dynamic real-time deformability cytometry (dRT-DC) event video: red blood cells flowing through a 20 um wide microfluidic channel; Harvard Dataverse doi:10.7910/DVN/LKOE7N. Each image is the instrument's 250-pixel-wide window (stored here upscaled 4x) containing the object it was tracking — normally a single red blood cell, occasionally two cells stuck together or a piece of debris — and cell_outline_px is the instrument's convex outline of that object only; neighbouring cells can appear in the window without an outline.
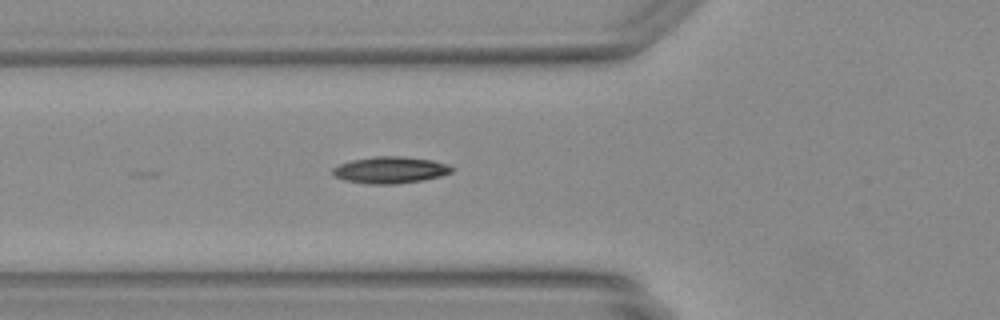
{"species": "Egyptian fruit bat (a non-hibernating species)", "species_latin": "Rousettus aegyptiacus", "temperature_condition": "warm", "stored_images_in_passage": 3, "camera_frame_rate_fps": 3000, "um_per_image_px": 0.085, "animal": {"sex": "female"}, "frame": {"image": 1, "passage_image": 3, "time_ms": 0.667, "image_size_px": [1000, 320], "cell_outline_px": [[456, 168], [452, 172], [440, 176], [424, 180], [396, 184], [368, 184], [344, 180], [332, 176], [332, 168], [340, 164], [352, 160], [372, 156], [404, 156], [432, 160], [448, 164]], "centroid_in_image_um": [33.17, 14.45], "position_along_channel_um": 92.6, "area_um2": 18.79}}